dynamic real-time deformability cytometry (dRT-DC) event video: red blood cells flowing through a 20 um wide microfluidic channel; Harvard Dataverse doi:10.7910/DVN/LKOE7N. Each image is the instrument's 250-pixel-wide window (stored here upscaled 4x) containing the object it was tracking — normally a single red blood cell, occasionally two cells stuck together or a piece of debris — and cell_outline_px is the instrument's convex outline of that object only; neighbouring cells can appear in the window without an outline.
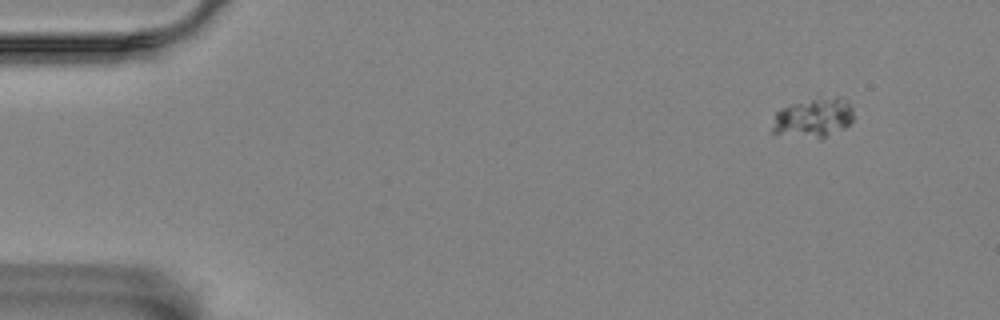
{"species": "Egyptian fruit bat (a non-hibernating species)", "species_latin": "Rousettus aegyptiacus", "temperature_condition": "room temperature", "stored_images_in_passage": 10, "camera_frame_rate_fps": 3000, "um_per_image_px": 0.085, "animal": {"sex": "female"}, "frame": {"image": 1, "passage_image": 1, "time_ms": 0.0, "image_size_px": [1000, 320], "cell_outline_px": [[856, 116], [844, 128], [820, 140], [772, 132], [772, 128], [776, 112], [780, 108], [792, 104], [812, 100], [836, 96], [840, 96], [848, 100]], "centroid_in_image_um": [69.2, 10.02], "position_along_channel_um": 15.8, "area_um2": 18.73}}
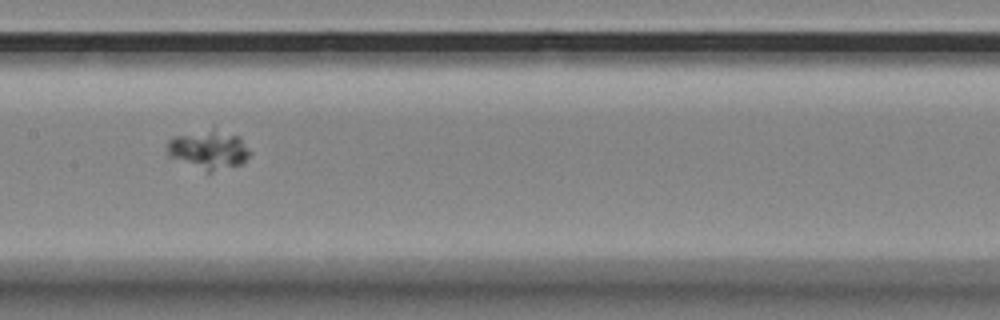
{"frame": {"image": 2, "passage_image": 7, "time_ms": 8.0, "image_size_px": [1000, 320], "cell_outline_px": [[252, 152], [244, 164], [212, 172], [208, 172], [168, 156], [168, 140], [176, 136], [212, 124], [240, 136]], "centroid_in_image_um": [17.81, 12.65], "position_along_channel_um": 189.6, "area_um2": 19.77}}
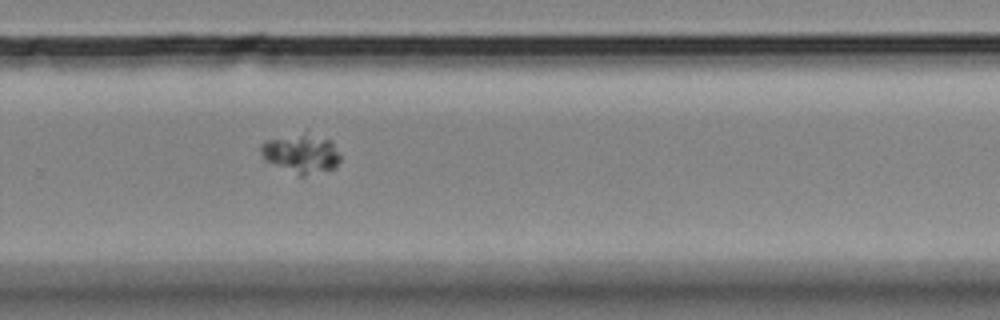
{"frame": {"image": 3, "passage_image": 10, "time_ms": 11.333, "image_size_px": [1000, 320], "cell_outline_px": [[340, 160], [336, 168], [304, 176], [300, 176], [264, 160], [260, 152], [260, 144], [268, 140], [304, 132], [332, 140], [340, 156]], "centroid_in_image_um": [25.62, 13.06], "position_along_channel_um": 304.2, "area_um2": 18.15}}